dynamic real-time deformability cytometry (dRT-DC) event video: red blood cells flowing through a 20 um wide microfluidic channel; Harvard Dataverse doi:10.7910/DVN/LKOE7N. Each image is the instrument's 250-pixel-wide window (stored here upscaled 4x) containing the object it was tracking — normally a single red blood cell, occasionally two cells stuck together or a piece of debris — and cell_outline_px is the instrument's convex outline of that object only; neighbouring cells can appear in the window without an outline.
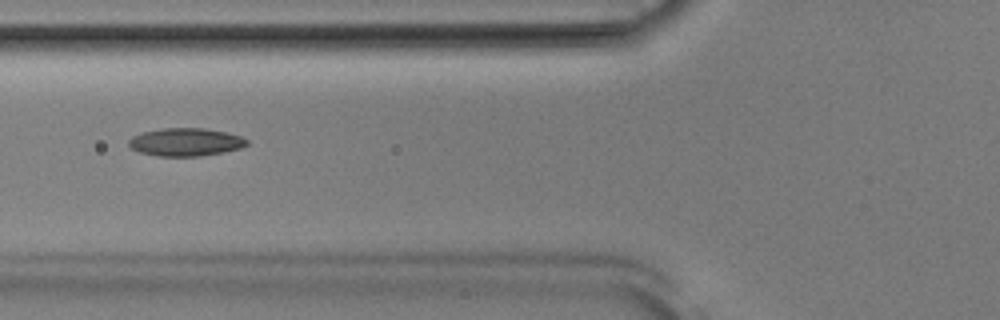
{"species": "Egyptian fruit bat (a non-hibernating species)", "species_latin": "Rousettus aegyptiacus", "temperature_condition": "room temperature", "stored_images_in_passage": 38, "camera_frame_rate_fps": 3000, "um_per_image_px": 0.085, "animal": {"sex": "male"}, "frame": {"image": 1, "passage_image": 8, "time_ms": 2.333, "image_size_px": [1000, 320], "cell_outline_px": [[248, 144], [240, 148], [224, 152], [200, 156], [156, 156], [140, 152], [132, 148], [128, 144], [128, 140], [132, 136], [144, 132], [164, 128], [204, 128], [228, 132], [240, 136], [248, 140]], "centroid_in_image_um": [15.79, 12.07], "position_along_channel_um": 110.0, "area_um2": 19.25}}
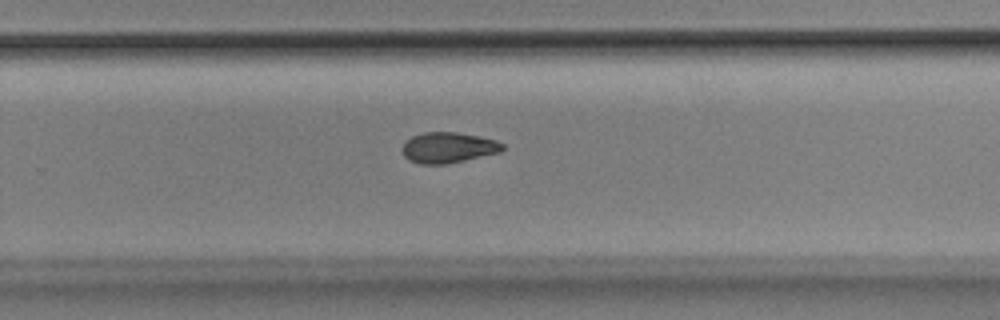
{"frame": {"image": 2, "passage_image": 22, "time_ms": 7.0, "image_size_px": [1000, 320], "cell_outline_px": [[504, 148], [500, 152], [464, 160], [444, 164], [420, 164], [408, 160], [404, 156], [400, 148], [412, 136], [424, 132], [456, 132], [480, 136], [496, 140], [504, 144]], "centroid_in_image_um": [38.08, 12.54], "position_along_channel_um": 291.7, "area_um2": 17.92}}
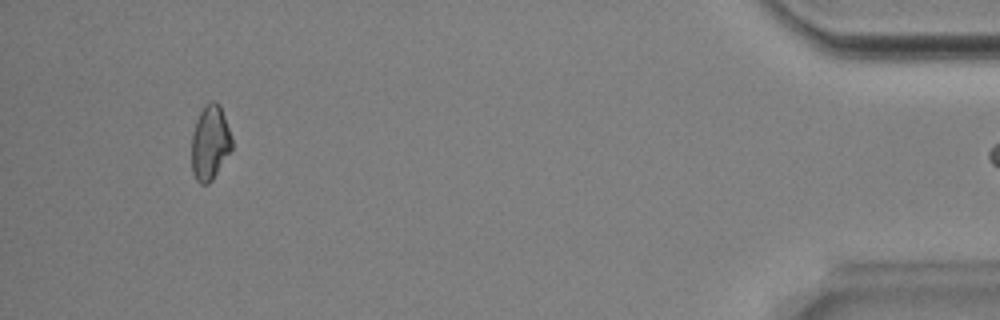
{"frame": {"image": 3, "passage_image": 37, "time_ms": 12.0, "image_size_px": [1000, 320], "cell_outline_px": [[232, 148], [212, 180], [208, 184], [200, 184], [196, 180], [192, 172], [192, 132], [196, 120], [204, 104], [212, 100], [216, 100], [220, 104], [232, 136]], "centroid_in_image_um": [17.85, 12.09], "position_along_channel_um": 417.4, "area_um2": 17.69}}